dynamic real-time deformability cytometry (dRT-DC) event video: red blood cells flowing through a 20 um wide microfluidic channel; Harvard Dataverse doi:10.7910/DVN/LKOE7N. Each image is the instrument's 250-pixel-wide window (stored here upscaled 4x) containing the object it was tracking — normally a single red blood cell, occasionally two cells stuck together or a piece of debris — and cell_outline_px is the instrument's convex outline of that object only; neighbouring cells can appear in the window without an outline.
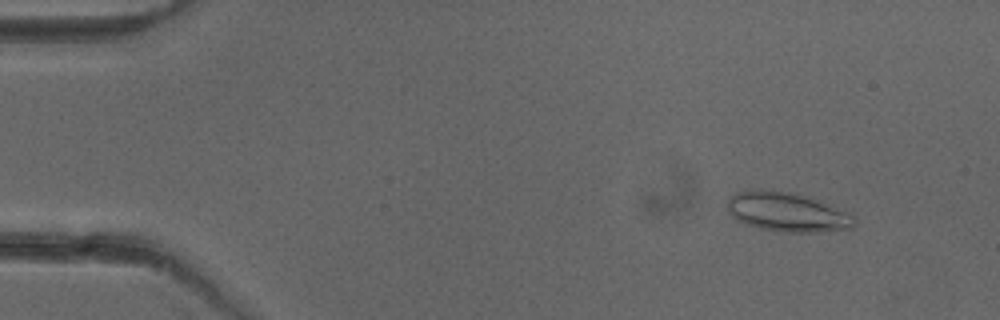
{"species": "common noctule bat (a hibernating species)", "species_latin": "Nyctalus noctula", "temperature_condition": "cold", "stored_images_in_passage": 48, "camera_frame_rate_fps": 3000, "um_per_image_px": 0.085, "animal": {"sex": "female"}, "frame": {"image": 1, "passage_image": 2, "time_ms": 0.333, "image_size_px": [1000, 320], "cell_outline_px": [[856, 224], [852, 228], [820, 232], [784, 232], [760, 228], [736, 220], [728, 212], [728, 200], [736, 192], [760, 188], [788, 192], [812, 200], [844, 212], [852, 216], [856, 220]], "centroid_in_image_um": [66.82, 18.04], "position_along_channel_um": 18.2, "area_um2": 28.26}}
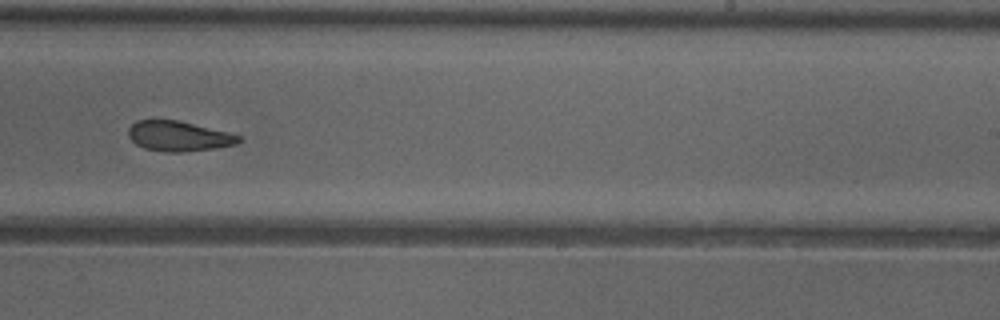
{"frame": {"image": 2, "passage_image": 29, "time_ms": 9.333, "image_size_px": [1000, 320], "cell_outline_px": [[244, 140], [236, 144], [212, 148], [184, 152], [164, 152], [144, 148], [136, 144], [128, 136], [128, 128], [136, 120], [180, 120], [228, 132], [240, 136]], "centroid_in_image_um": [15.18, 11.57], "position_along_channel_um": 273.8, "area_um2": 19.42}}
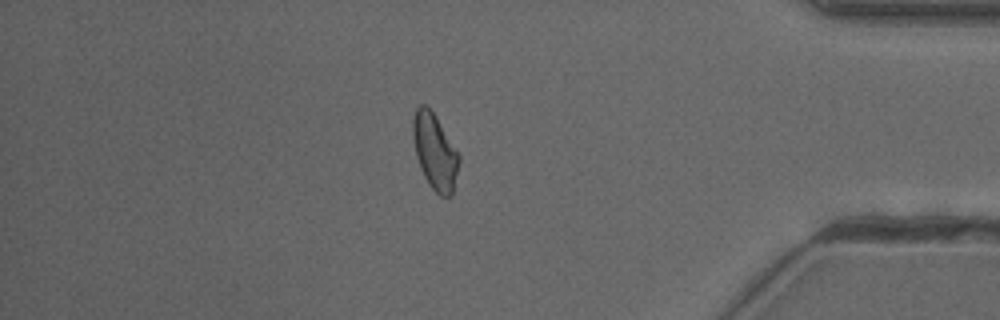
{"frame": {"image": 3, "passage_image": 41, "time_ms": 13.333, "image_size_px": [1000, 320], "cell_outline_px": [[460, 160], [452, 196], [440, 196], [428, 184], [420, 168], [416, 156], [412, 136], [412, 120], [416, 108], [420, 104], [424, 104], [432, 112], [460, 156]], "centroid_in_image_um": [36.94, 12.92], "position_along_channel_um": 398.3, "area_um2": 20.11}, "authors_computed_cell_mechanics": {"area_um2": 20.2011, "velocity_mm_per_s": 3.9677, "shape_relaxation_time_tau1_ms": 0.7195, "shape_relaxation_time_tau2_ms": null, "deformation_change_tau1": null, "deformation_change_tau2": null}}